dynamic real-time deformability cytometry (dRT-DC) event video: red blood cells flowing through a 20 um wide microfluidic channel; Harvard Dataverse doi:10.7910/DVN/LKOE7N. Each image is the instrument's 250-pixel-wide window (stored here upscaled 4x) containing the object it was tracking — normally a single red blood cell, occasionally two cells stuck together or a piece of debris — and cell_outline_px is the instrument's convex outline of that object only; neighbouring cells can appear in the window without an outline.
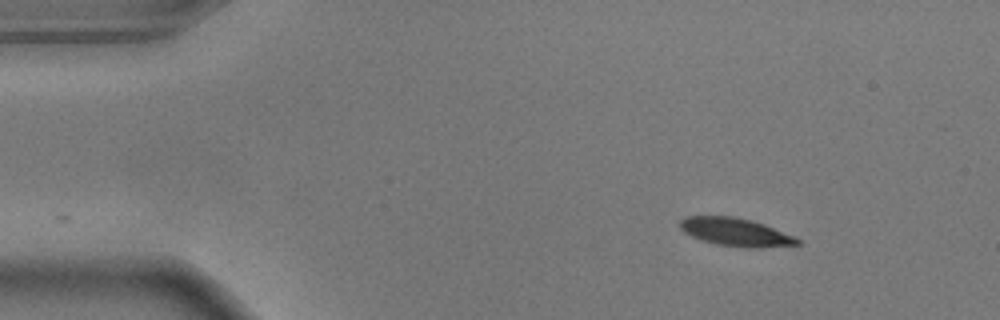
{"species": "common noctule bat (a hibernating species)", "species_latin": "Nyctalus noctula", "temperature_condition": "warm", "stored_images_in_passage": 11, "camera_frame_rate_fps": 3000, "um_per_image_px": 0.085, "animal": {"sex": "male", "body_mass_g": 17.9}, "frame": {"image": 1, "passage_image": 1, "time_ms": 0.0, "image_size_px": [1000, 320], "cell_outline_px": [[800, 244], [760, 248], [744, 248], [716, 244], [700, 240], [684, 232], [680, 228], [680, 220], [684, 216], [732, 216], [764, 224], [792, 236], [800, 240]], "centroid_in_image_um": [62.48, 19.73], "position_along_channel_um": 22.5, "area_um2": 19.07}}
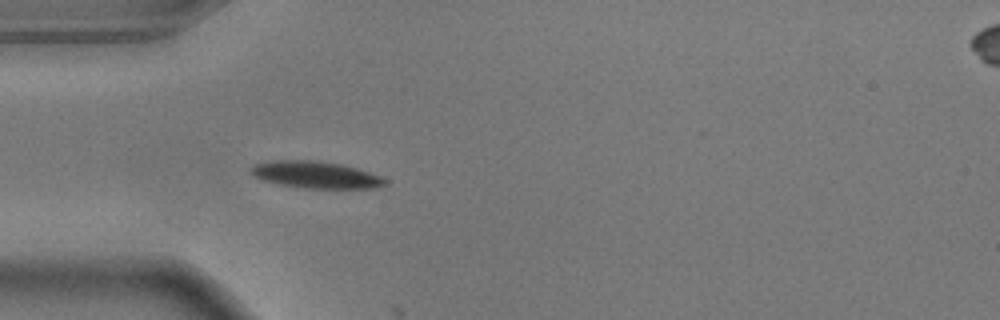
{"frame": {"image": 2, "passage_image": 10, "time_ms": 3.0, "image_size_px": [1000, 320], "cell_outline_px": [[388, 184], [376, 188], [304, 188], [280, 184], [264, 180], [252, 176], [248, 168], [256, 164], [280, 160], [312, 160], [340, 164], [356, 168], [380, 176], [388, 180]], "centroid_in_image_um": [26.85, 14.86], "position_along_channel_um": 58.2, "area_um2": 20.87}}